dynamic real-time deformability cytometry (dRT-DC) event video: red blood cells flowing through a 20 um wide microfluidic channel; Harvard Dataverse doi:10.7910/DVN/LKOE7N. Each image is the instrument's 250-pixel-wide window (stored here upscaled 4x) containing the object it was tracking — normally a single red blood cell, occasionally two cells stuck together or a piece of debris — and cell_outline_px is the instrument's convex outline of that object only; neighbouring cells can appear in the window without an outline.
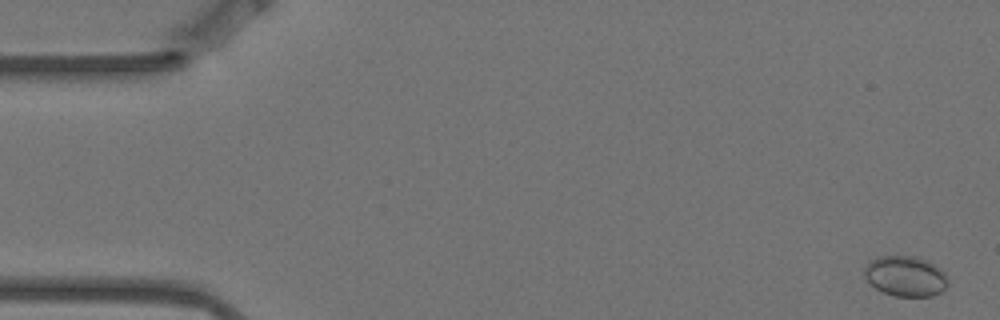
{"species": "Egyptian fruit bat (a non-hibernating species)", "species_latin": "Rousettus aegyptiacus", "temperature_condition": "warm", "stored_images_in_passage": 5, "camera_frame_rate_fps": 3000, "um_per_image_px": 0.085, "animal": {"sex": "female"}, "frame": {"image": 1, "passage_image": 1, "time_ms": 0.0, "image_size_px": [1000, 320], "cell_outline_px": [[948, 284], [940, 292], [932, 296], [896, 296], [884, 292], [876, 288], [864, 276], [864, 268], [872, 260], [880, 256], [916, 256], [940, 268], [948, 276]], "centroid_in_image_um": [76.99, 23.47], "position_along_channel_um": 8.0, "area_um2": 19.42}}
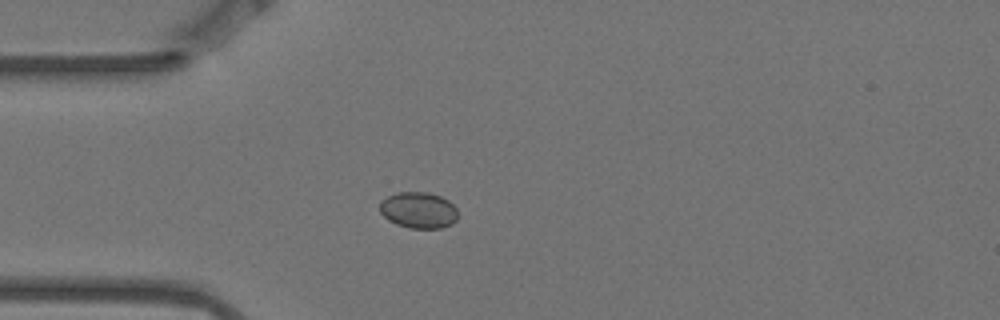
{"frame": {"image": 2, "passage_image": 5, "time_ms": 1.333, "image_size_px": [1000, 320], "cell_outline_px": [[456, 220], [452, 224], [440, 228], [408, 228], [396, 224], [388, 220], [380, 212], [380, 200], [396, 192], [428, 192], [440, 196], [448, 200], [456, 208]], "centroid_in_image_um": [35.55, 17.86], "position_along_channel_um": 49.5, "area_um2": 16.53}}